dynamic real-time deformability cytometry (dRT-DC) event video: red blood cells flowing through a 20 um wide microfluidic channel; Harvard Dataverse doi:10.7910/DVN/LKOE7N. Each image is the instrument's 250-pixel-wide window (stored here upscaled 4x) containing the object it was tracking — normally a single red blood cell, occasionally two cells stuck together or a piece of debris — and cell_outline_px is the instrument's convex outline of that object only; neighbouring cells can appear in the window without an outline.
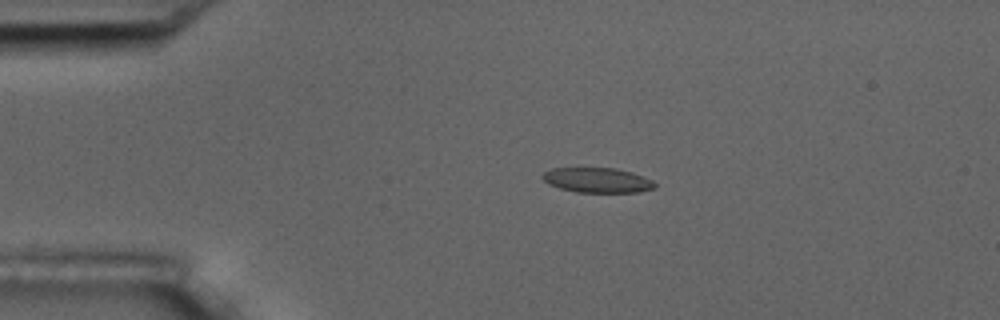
{"species": "common noctule bat (a hibernating species)", "species_latin": "Nyctalus noctula", "temperature_condition": "room temperature", "stored_images_in_passage": 52, "camera_frame_rate_fps": 3000, "um_per_image_px": 0.085, "animal": {"sex": "male", "body_mass_g": 17.5, "forearm_length_mm": 52.3}, "frame": {"image": 1, "passage_image": 8, "time_ms": 2.333, "image_size_px": [1000, 320], "cell_outline_px": [[656, 184], [652, 188], [640, 192], [576, 192], [560, 188], [548, 184], [540, 176], [544, 172], [552, 168], [616, 168], [632, 172], [644, 176], [652, 180]], "centroid_in_image_um": [50.76, 15.31], "position_along_channel_um": 34.2, "area_um2": 16.3}}
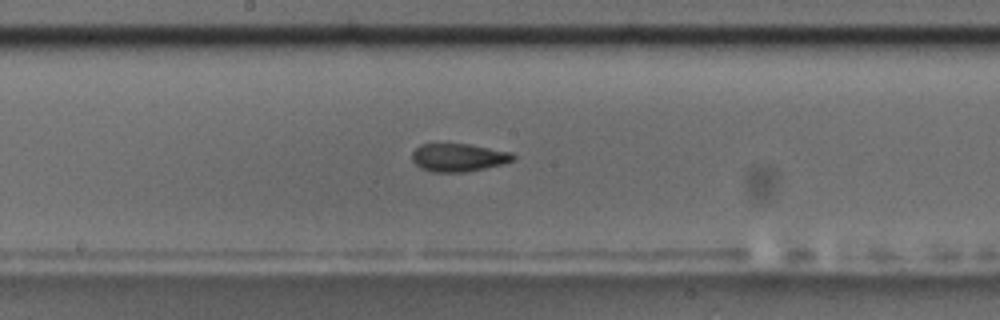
{"frame": {"image": 2, "passage_image": 26, "time_ms": 8.333, "image_size_px": [1000, 320], "cell_outline_px": [[516, 156], [512, 160], [504, 164], [464, 172], [432, 172], [420, 168], [412, 160], [412, 152], [420, 144], [468, 144], [512, 152]], "centroid_in_image_um": [38.96, 13.39], "position_along_channel_um": 209.2, "area_um2": 16.47}}
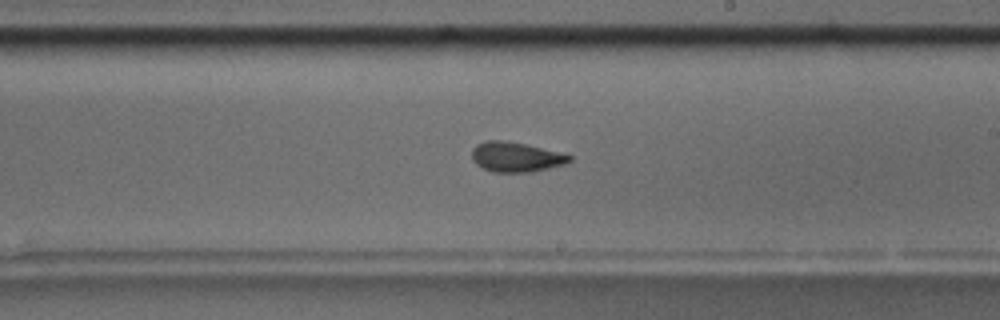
{"frame": {"image": 3, "passage_image": 29, "time_ms": 9.333, "image_size_px": [1000, 320], "cell_outline_px": [[572, 160], [564, 164], [532, 172], [492, 172], [476, 164], [472, 160], [472, 148], [476, 144], [484, 140], [504, 140], [524, 144], [572, 156]], "centroid_in_image_um": [43.79, 13.34], "position_along_channel_um": 245.2, "area_um2": 16.82}, "authors_computed_cell_mechanics": {"area_um2": 16.7909, "velocity_mm_per_s": 3.5972, "shape_relaxation_time_tau1_ms": 7.331, "shape_relaxation_time_tau2_ms": 1.8394, "deformation_change_tau1": 0.1821, "deformation_change_tau2": 0.074}}